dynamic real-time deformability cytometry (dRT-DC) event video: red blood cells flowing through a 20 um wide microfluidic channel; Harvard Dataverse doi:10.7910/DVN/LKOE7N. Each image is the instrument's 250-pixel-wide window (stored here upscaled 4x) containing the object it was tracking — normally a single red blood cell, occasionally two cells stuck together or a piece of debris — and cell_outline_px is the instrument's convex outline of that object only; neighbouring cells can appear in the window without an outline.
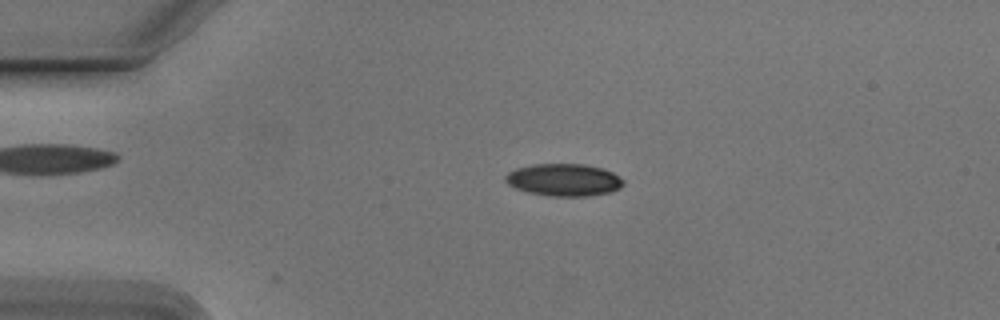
{"species": "Egyptian fruit bat (a non-hibernating species)", "species_latin": "Rousettus aegyptiacus", "temperature_condition": "cold", "stored_images_in_passage": 54, "camera_frame_rate_fps": 3000, "um_per_image_px": 0.085, "animal": {"sex": "male"}, "frame": {"image": 1, "passage_image": 12, "time_ms": 3.667, "image_size_px": [1000, 320], "cell_outline_px": [[624, 184], [620, 188], [612, 192], [588, 196], [548, 196], [528, 192], [516, 188], [508, 184], [504, 180], [504, 176], [508, 172], [516, 168], [532, 164], [584, 164], [604, 168], [620, 176], [624, 180]], "centroid_in_image_um": [47.95, 15.29], "position_along_channel_um": 37.1, "area_um2": 22.48}}
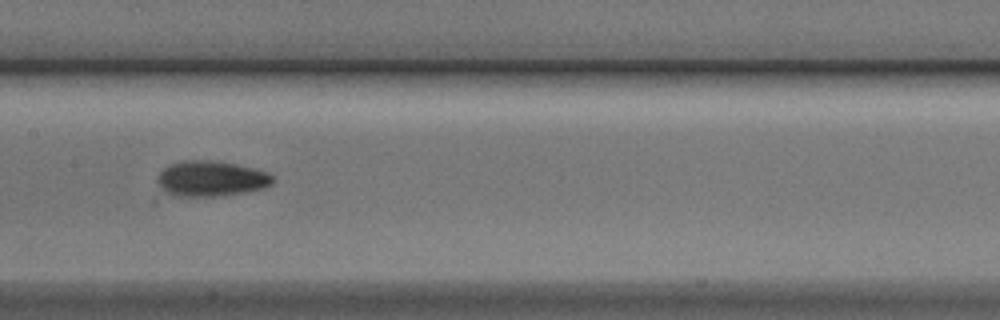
{"frame": {"image": 2, "passage_image": 27, "time_ms": 8.667, "image_size_px": [1000, 320], "cell_outline_px": [[276, 180], [272, 184], [264, 188], [248, 192], [224, 196], [172, 196], [160, 188], [156, 180], [160, 172], [168, 164], [184, 160], [204, 160], [232, 164], [252, 168], [268, 172]], "centroid_in_image_um": [17.93, 15.2], "position_along_channel_um": 189.5, "area_um2": 23.99}}
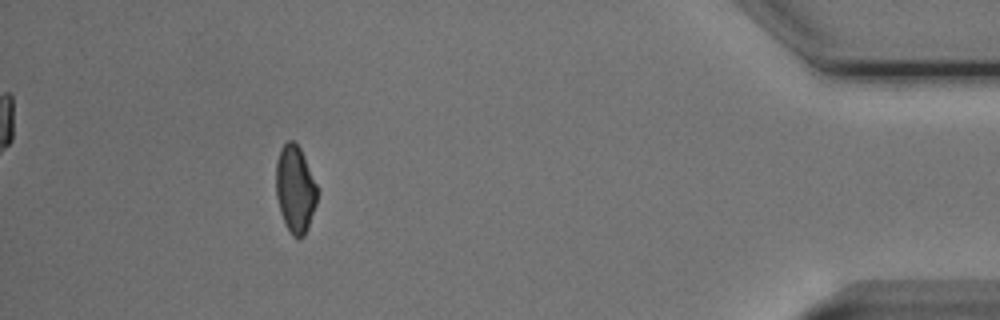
{"frame": {"image": 3, "passage_image": 49, "time_ms": 16.0, "image_size_px": [1000, 320], "cell_outline_px": [[320, 192], [308, 228], [304, 236], [292, 236], [284, 224], [280, 212], [276, 196], [276, 160], [280, 148], [288, 140], [292, 140], [300, 148], [304, 156]], "centroid_in_image_um": [25.09, 16.07], "position_along_channel_um": 410.1, "area_um2": 21.21}, "authors_computed_cell_mechanics": {"area_um2": 21.9929, "velocity_mm_per_s": 3.787, "shape_relaxation_time_tau1_ms": 3.5007, "shape_relaxation_time_tau2_ms": 2.1277, "deformation_change_tau1": 0.1109, "deformation_change_tau2": 0.0694}}